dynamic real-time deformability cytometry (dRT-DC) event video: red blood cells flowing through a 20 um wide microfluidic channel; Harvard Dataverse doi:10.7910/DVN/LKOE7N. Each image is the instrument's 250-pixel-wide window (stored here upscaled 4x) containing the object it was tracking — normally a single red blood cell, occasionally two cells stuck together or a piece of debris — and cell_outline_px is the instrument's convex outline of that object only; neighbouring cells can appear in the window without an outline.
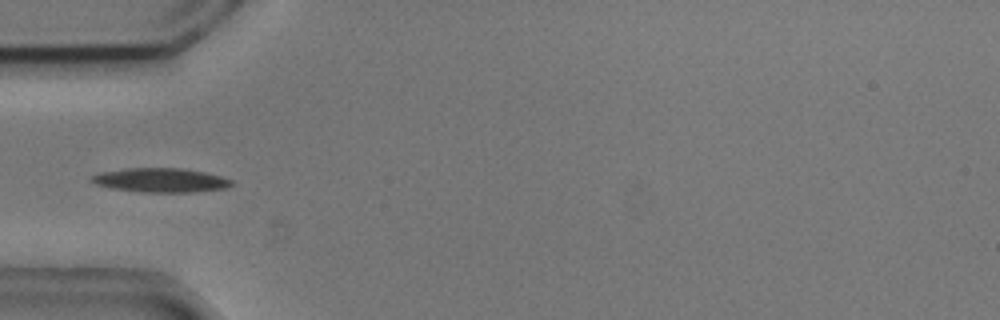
{"species": "common noctule bat (a hibernating species)", "species_latin": "Nyctalus noctula", "temperature_condition": "cold", "stored_images_in_passage": 38, "camera_frame_rate_fps": 3000, "um_per_image_px": 0.085, "animal": {"sex": "male", "body_mass_g": 20.5, "forearm_length_mm": 52.5}, "frame": {"image": 1, "passage_image": 1, "time_ms": 0.0, "image_size_px": [1000, 320], "cell_outline_px": [[236, 184], [224, 188], [192, 192], [144, 192], [112, 188], [96, 184], [88, 180], [92, 176], [100, 172], [124, 168], [180, 168], [204, 172], [220, 176], [232, 180]], "centroid_in_image_um": [13.64, 15.31], "position_along_channel_um": 71.4, "area_um2": 19.65}}
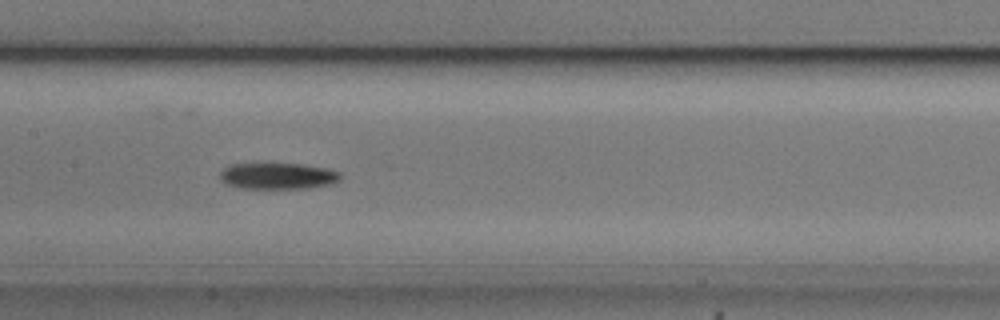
{"frame": {"image": 2, "passage_image": 10, "time_ms": 3.0, "image_size_px": [1000, 320], "cell_outline_px": [[344, 176], [340, 180], [332, 184], [308, 188], [240, 188], [224, 184], [220, 180], [220, 172], [228, 164], [304, 164], [328, 168], [340, 172]], "centroid_in_image_um": [23.64, 14.96], "position_along_channel_um": 183.8, "area_um2": 18.73}}
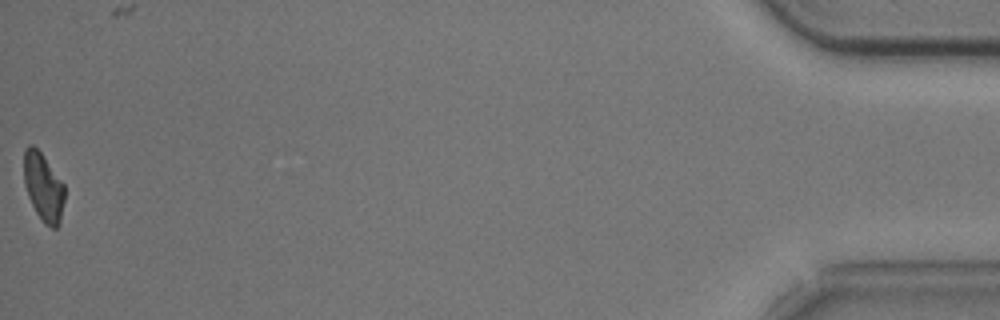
{"frame": {"image": 3, "passage_image": 38, "time_ms": 12.333, "image_size_px": [1000, 320], "cell_outline_px": [[64, 200], [60, 224], [56, 228], [52, 228], [44, 224], [36, 212], [28, 196], [24, 184], [24, 148], [28, 144], [32, 144], [40, 152], [64, 184]], "centroid_in_image_um": [3.68, 15.91], "position_along_channel_um": 431.5, "area_um2": 16.13}, "authors_computed_cell_mechanics": {"area_um2": 18.0914, "velocity_mm_per_s": 3.718, "shape_relaxation_time_tau1_ms": 2.8687, "shape_relaxation_time_tau2_ms": null, "deformation_change_tau1": 0.1166, "deformation_change_tau2": null}}